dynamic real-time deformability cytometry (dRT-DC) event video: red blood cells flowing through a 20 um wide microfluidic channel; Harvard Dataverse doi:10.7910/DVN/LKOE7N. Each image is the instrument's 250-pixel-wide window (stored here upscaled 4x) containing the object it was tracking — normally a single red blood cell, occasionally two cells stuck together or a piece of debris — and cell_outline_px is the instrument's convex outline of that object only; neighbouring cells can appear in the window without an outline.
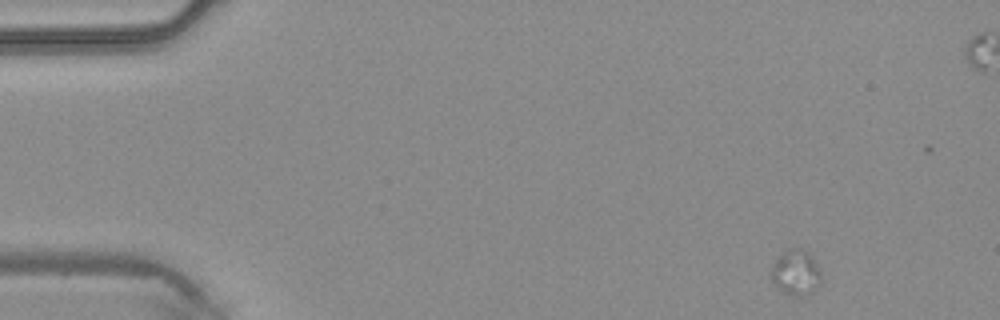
{"species": "common noctule bat (a hibernating species)", "species_latin": "Nyctalus noctula", "temperature_condition": "warm", "stored_images_in_passage": 6, "camera_frame_rate_fps": 3000, "um_per_image_px": 0.085, "animal": {"sex": "male", "body_mass_g": 20.4}, "frame": {"image": 1, "passage_image": 1, "time_ms": 0.0, "image_size_px": [1000, 320], "cell_outline_px": [[820, 284], [812, 292], [800, 296], [796, 296], [780, 292], [776, 288], [772, 280], [772, 264], [788, 248], [800, 248], [808, 252], [812, 256], [820, 272]], "centroid_in_image_um": [67.64, 23.18], "position_along_channel_um": 17.4, "area_um2": 13.12}}